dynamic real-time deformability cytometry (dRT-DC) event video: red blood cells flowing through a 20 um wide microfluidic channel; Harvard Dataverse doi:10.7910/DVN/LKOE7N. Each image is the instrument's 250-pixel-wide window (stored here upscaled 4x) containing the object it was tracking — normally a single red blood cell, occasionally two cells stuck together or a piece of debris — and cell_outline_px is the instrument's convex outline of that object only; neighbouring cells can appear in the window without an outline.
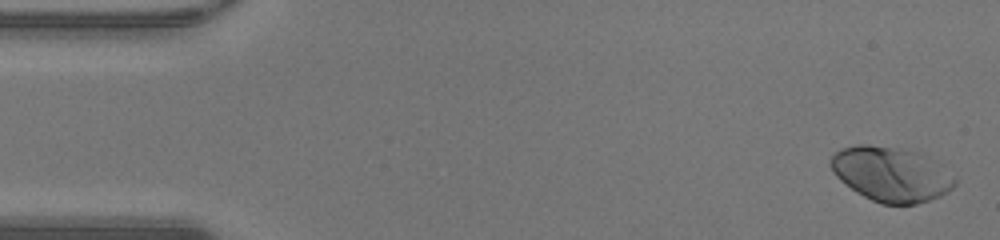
{"species": "human", "species_latin": "Homo sapiens", "temperature_condition": "warm", "stored_images_in_passage": 47, "camera_frame_rate_fps": 3000, "um_per_image_px": 0.085, "donor": {"sex": "male"}, "frame": {"image": 1, "passage_image": 1, "time_ms": 0.0, "image_size_px": [1000, 240], "cell_outline_px": [[956, 184], [948, 192], [940, 196], [916, 204], [880, 204], [856, 192], [840, 180], [832, 172], [828, 164], [832, 156], [836, 152], [844, 148], [856, 144], [868, 144], [920, 152], [956, 176]], "centroid_in_image_um": [75.74, 14.81], "position_along_channel_um": 9.3, "area_um2": 39.54}}
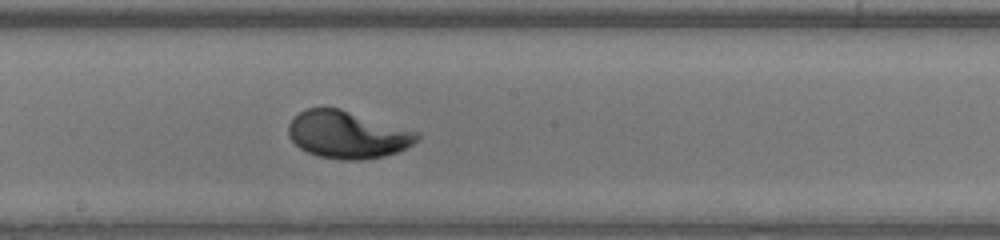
{"frame": {"image": 2, "passage_image": 25, "time_ms": 8.0, "image_size_px": [1000, 240], "cell_outline_px": [[420, 136], [412, 144], [396, 152], [384, 156], [360, 160], [340, 160], [320, 156], [308, 152], [300, 148], [288, 136], [288, 124], [300, 112], [308, 108], [340, 108], [420, 132]], "centroid_in_image_um": [29.54, 11.44], "position_along_channel_um": 218.7, "area_um2": 35.32}}
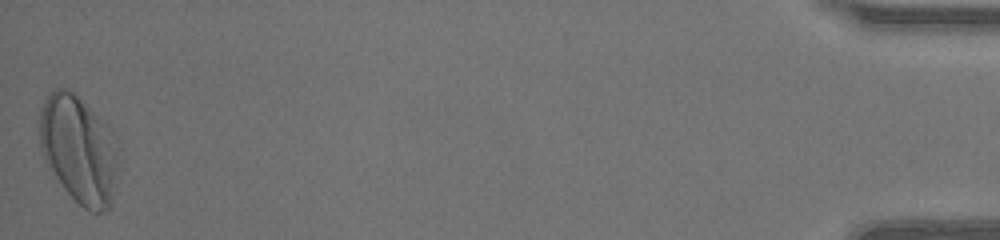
{"frame": {"image": 3, "passage_image": 47, "time_ms": 15.333, "image_size_px": [1000, 240], "cell_outline_px": [[120, 168], [112, 200], [108, 208], [100, 212], [88, 212], [64, 188], [44, 156], [40, 148], [40, 108], [44, 100], [56, 88], [68, 88], [112, 128], [120, 140]], "centroid_in_image_um": [6.8, 12.7], "position_along_channel_um": 428.4, "area_um2": 50.11}, "authors_computed_cell_mechanics": {"area_um2": 34.969, "velocity_mm_per_s": 4.3017, "shape_relaxation_time_tau1_ms": 1.9534, "shape_relaxation_time_tau2_ms": null, "deformation_change_tau1": 0.1689, "deformation_change_tau2": null}}